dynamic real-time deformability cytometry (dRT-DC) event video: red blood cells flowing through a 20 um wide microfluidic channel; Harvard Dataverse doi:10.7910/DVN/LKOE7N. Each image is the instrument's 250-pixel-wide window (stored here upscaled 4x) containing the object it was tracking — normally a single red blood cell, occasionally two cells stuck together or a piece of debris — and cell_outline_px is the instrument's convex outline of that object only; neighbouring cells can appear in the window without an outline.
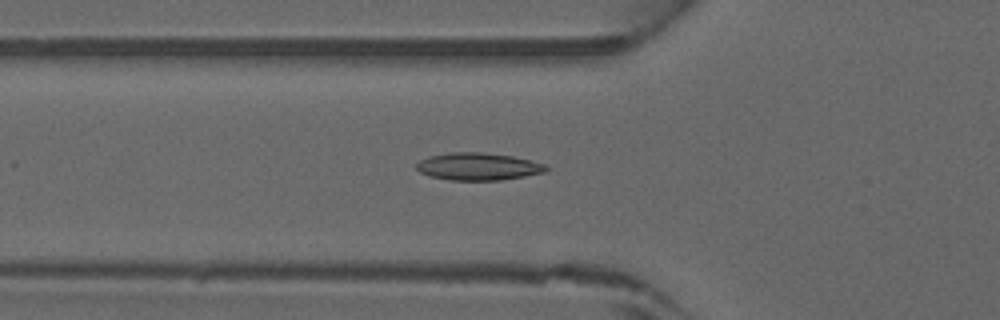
{"species": "common noctule bat (a hibernating species)", "species_latin": "Nyctalus noctula", "temperature_condition": "warm", "stored_images_in_passage": 40, "camera_frame_rate_fps": 3000, "um_per_image_px": 0.085, "animal": {"sex": "male", "forearm_length_mm": 52.5}, "frame": {"image": 1, "passage_image": 11, "time_ms": 3.333, "image_size_px": [1000, 320], "cell_outline_px": [[548, 172], [500, 180], [448, 180], [428, 176], [420, 172], [416, 168], [416, 164], [420, 160], [428, 156], [452, 152], [480, 152], [512, 156], [532, 160], [544, 164], [548, 168]], "centroid_in_image_um": [40.64, 14.15], "position_along_channel_um": 85.2, "area_um2": 20.81}}
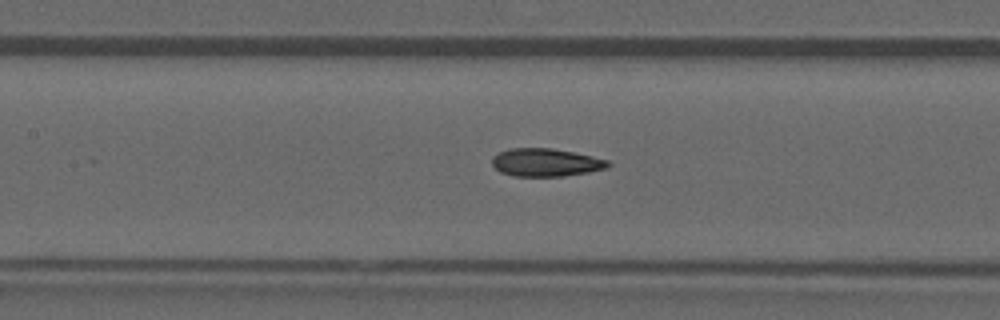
{"frame": {"image": 2, "passage_image": 16, "time_ms": 5.0, "image_size_px": [1000, 320], "cell_outline_px": [[612, 164], [608, 168], [588, 172], [564, 176], [512, 176], [500, 172], [492, 164], [492, 156], [500, 152], [512, 148], [552, 148], [592, 156], [608, 160]], "centroid_in_image_um": [46.4, 13.81], "position_along_channel_um": 161.0, "area_um2": 18.9}}
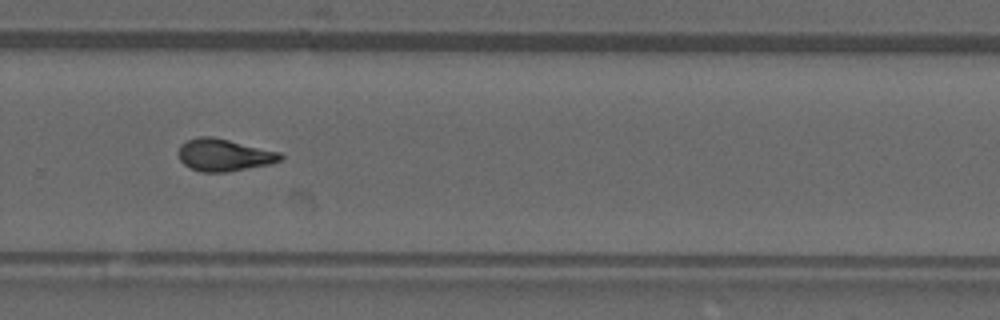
{"frame": {"image": 3, "passage_image": 26, "time_ms": 8.333, "image_size_px": [1000, 320], "cell_outline_px": [[284, 156], [280, 160], [268, 164], [224, 172], [200, 172], [184, 164], [180, 160], [176, 152], [180, 144], [188, 140], [200, 136], [212, 136], [280, 152]], "centroid_in_image_um": [18.99, 13.16], "position_along_channel_um": 310.8, "area_um2": 19.02}}